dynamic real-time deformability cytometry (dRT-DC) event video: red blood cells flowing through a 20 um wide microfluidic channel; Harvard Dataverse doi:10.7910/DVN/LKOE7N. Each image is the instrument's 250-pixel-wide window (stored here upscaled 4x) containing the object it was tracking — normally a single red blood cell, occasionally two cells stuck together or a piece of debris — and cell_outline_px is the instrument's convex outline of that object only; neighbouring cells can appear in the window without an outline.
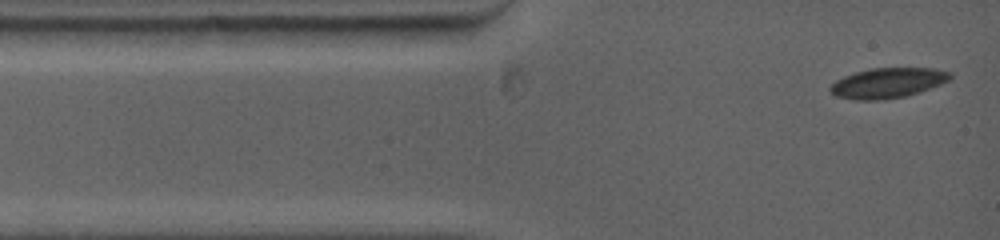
{"species": "common noctule bat (a hibernating species)", "species_latin": "Nyctalus noctula", "temperature_condition": "warm", "stored_images_in_passage": 31, "camera_frame_rate_fps": 5000, "um_per_image_px": 0.085, "animal": {"sex": "female", "body_mass_g": 19.0, "forearm_length_mm": 53.3}, "frame": {"image": 1, "passage_image": 1, "time_ms": 0.0, "image_size_px": [1000, 240], "cell_outline_px": [[952, 76], [948, 80], [940, 84], [920, 92], [904, 96], [876, 100], [852, 100], [836, 96], [828, 88], [836, 80], [844, 76], [856, 72], [872, 68], [936, 68], [952, 72]], "centroid_in_image_um": [75.46, 7.04], "position_along_channel_um": 9.5, "area_um2": 20.98}}
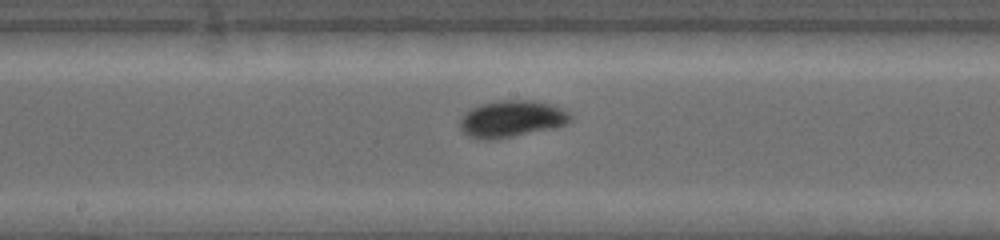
{"frame": {"image": 2, "passage_image": 14, "time_ms": 6.0, "image_size_px": [1000, 240], "cell_outline_px": [[572, 120], [568, 124], [556, 128], [492, 140], [484, 140], [468, 136], [460, 128], [460, 116], [472, 108], [480, 104], [496, 100], [536, 100], [552, 104], [568, 112], [572, 116]], "centroid_in_image_um": [43.51, 10.1], "position_along_channel_um": 204.7, "area_um2": 23.99}}
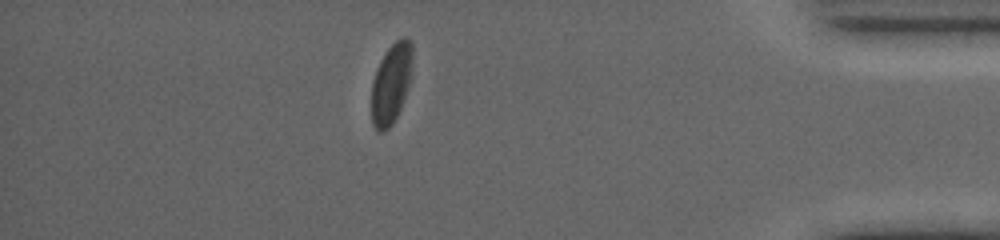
{"frame": {"image": 3, "passage_image": 27, "time_ms": 12.2, "image_size_px": [1000, 240], "cell_outline_px": [[412, 64], [408, 84], [400, 108], [392, 124], [384, 132], [376, 132], [372, 124], [372, 80], [376, 68], [380, 60], [388, 48], [396, 40], [404, 36], [412, 44]], "centroid_in_image_um": [33.22, 7.1], "position_along_channel_um": 402.0, "area_um2": 18.96}, "authors_computed_cell_mechanics": {"area_um2": 21.7328, "velocity_mm_per_s": 3.9064, "shape_relaxation_time_tau1_ms": 3.5324, "shape_relaxation_time_tau2_ms": 2.0317, "deformation_change_tau1": 0.096, "deformation_change_tau2": 0.0183}}